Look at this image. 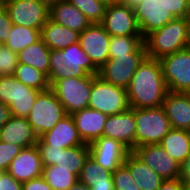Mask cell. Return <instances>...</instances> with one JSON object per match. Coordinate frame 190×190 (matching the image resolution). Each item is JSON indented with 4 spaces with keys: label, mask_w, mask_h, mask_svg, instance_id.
<instances>
[{
    "label": "cell",
    "mask_w": 190,
    "mask_h": 190,
    "mask_svg": "<svg viewBox=\"0 0 190 190\" xmlns=\"http://www.w3.org/2000/svg\"><path fill=\"white\" fill-rule=\"evenodd\" d=\"M187 19H190V4H189V10H188V14H187Z\"/></svg>",
    "instance_id": "52"
},
{
    "label": "cell",
    "mask_w": 190,
    "mask_h": 190,
    "mask_svg": "<svg viewBox=\"0 0 190 190\" xmlns=\"http://www.w3.org/2000/svg\"><path fill=\"white\" fill-rule=\"evenodd\" d=\"M66 115L65 109L54 91L49 88L37 95L27 120L39 137L51 130Z\"/></svg>",
    "instance_id": "6"
},
{
    "label": "cell",
    "mask_w": 190,
    "mask_h": 190,
    "mask_svg": "<svg viewBox=\"0 0 190 190\" xmlns=\"http://www.w3.org/2000/svg\"><path fill=\"white\" fill-rule=\"evenodd\" d=\"M187 40V18H175L144 39L148 58L160 60L164 56L185 49Z\"/></svg>",
    "instance_id": "3"
},
{
    "label": "cell",
    "mask_w": 190,
    "mask_h": 190,
    "mask_svg": "<svg viewBox=\"0 0 190 190\" xmlns=\"http://www.w3.org/2000/svg\"><path fill=\"white\" fill-rule=\"evenodd\" d=\"M160 145L181 164L190 154V131L171 129L164 136Z\"/></svg>",
    "instance_id": "26"
},
{
    "label": "cell",
    "mask_w": 190,
    "mask_h": 190,
    "mask_svg": "<svg viewBox=\"0 0 190 190\" xmlns=\"http://www.w3.org/2000/svg\"><path fill=\"white\" fill-rule=\"evenodd\" d=\"M38 1H40L50 9L53 5L63 0H38Z\"/></svg>",
    "instance_id": "50"
},
{
    "label": "cell",
    "mask_w": 190,
    "mask_h": 190,
    "mask_svg": "<svg viewBox=\"0 0 190 190\" xmlns=\"http://www.w3.org/2000/svg\"><path fill=\"white\" fill-rule=\"evenodd\" d=\"M78 134L84 143H91L103 136V129L108 118L96 109L86 108L72 114Z\"/></svg>",
    "instance_id": "21"
},
{
    "label": "cell",
    "mask_w": 190,
    "mask_h": 190,
    "mask_svg": "<svg viewBox=\"0 0 190 190\" xmlns=\"http://www.w3.org/2000/svg\"><path fill=\"white\" fill-rule=\"evenodd\" d=\"M49 18L79 33L91 24L86 16L68 0L53 5L49 10Z\"/></svg>",
    "instance_id": "23"
},
{
    "label": "cell",
    "mask_w": 190,
    "mask_h": 190,
    "mask_svg": "<svg viewBox=\"0 0 190 190\" xmlns=\"http://www.w3.org/2000/svg\"><path fill=\"white\" fill-rule=\"evenodd\" d=\"M158 190H186V187L180 178L165 179Z\"/></svg>",
    "instance_id": "44"
},
{
    "label": "cell",
    "mask_w": 190,
    "mask_h": 190,
    "mask_svg": "<svg viewBox=\"0 0 190 190\" xmlns=\"http://www.w3.org/2000/svg\"><path fill=\"white\" fill-rule=\"evenodd\" d=\"M185 49L190 51V19H187V40L185 44Z\"/></svg>",
    "instance_id": "49"
},
{
    "label": "cell",
    "mask_w": 190,
    "mask_h": 190,
    "mask_svg": "<svg viewBox=\"0 0 190 190\" xmlns=\"http://www.w3.org/2000/svg\"><path fill=\"white\" fill-rule=\"evenodd\" d=\"M42 177L53 190H68L78 181V176L58 165L43 168Z\"/></svg>",
    "instance_id": "32"
},
{
    "label": "cell",
    "mask_w": 190,
    "mask_h": 190,
    "mask_svg": "<svg viewBox=\"0 0 190 190\" xmlns=\"http://www.w3.org/2000/svg\"><path fill=\"white\" fill-rule=\"evenodd\" d=\"M22 190H53L44 178L38 177L22 183Z\"/></svg>",
    "instance_id": "42"
},
{
    "label": "cell",
    "mask_w": 190,
    "mask_h": 190,
    "mask_svg": "<svg viewBox=\"0 0 190 190\" xmlns=\"http://www.w3.org/2000/svg\"><path fill=\"white\" fill-rule=\"evenodd\" d=\"M4 7L14 25L41 30L49 19L50 9L38 0H15Z\"/></svg>",
    "instance_id": "12"
},
{
    "label": "cell",
    "mask_w": 190,
    "mask_h": 190,
    "mask_svg": "<svg viewBox=\"0 0 190 190\" xmlns=\"http://www.w3.org/2000/svg\"><path fill=\"white\" fill-rule=\"evenodd\" d=\"M88 156L89 146L87 143L67 149L61 148L55 165H58V168L68 169L71 173L79 176Z\"/></svg>",
    "instance_id": "28"
},
{
    "label": "cell",
    "mask_w": 190,
    "mask_h": 190,
    "mask_svg": "<svg viewBox=\"0 0 190 190\" xmlns=\"http://www.w3.org/2000/svg\"><path fill=\"white\" fill-rule=\"evenodd\" d=\"M113 183L115 190H141L124 163L113 172Z\"/></svg>",
    "instance_id": "35"
},
{
    "label": "cell",
    "mask_w": 190,
    "mask_h": 190,
    "mask_svg": "<svg viewBox=\"0 0 190 190\" xmlns=\"http://www.w3.org/2000/svg\"><path fill=\"white\" fill-rule=\"evenodd\" d=\"M135 132L134 108H129L124 112L108 116L103 136L121 142L132 152L135 148Z\"/></svg>",
    "instance_id": "19"
},
{
    "label": "cell",
    "mask_w": 190,
    "mask_h": 190,
    "mask_svg": "<svg viewBox=\"0 0 190 190\" xmlns=\"http://www.w3.org/2000/svg\"><path fill=\"white\" fill-rule=\"evenodd\" d=\"M180 180L185 185L186 189H190V154L180 164Z\"/></svg>",
    "instance_id": "43"
},
{
    "label": "cell",
    "mask_w": 190,
    "mask_h": 190,
    "mask_svg": "<svg viewBox=\"0 0 190 190\" xmlns=\"http://www.w3.org/2000/svg\"><path fill=\"white\" fill-rule=\"evenodd\" d=\"M100 24L110 36H142L134 8L115 1L108 3Z\"/></svg>",
    "instance_id": "11"
},
{
    "label": "cell",
    "mask_w": 190,
    "mask_h": 190,
    "mask_svg": "<svg viewBox=\"0 0 190 190\" xmlns=\"http://www.w3.org/2000/svg\"><path fill=\"white\" fill-rule=\"evenodd\" d=\"M17 57L19 63L28 64L49 76L50 49L42 39L20 51Z\"/></svg>",
    "instance_id": "27"
},
{
    "label": "cell",
    "mask_w": 190,
    "mask_h": 190,
    "mask_svg": "<svg viewBox=\"0 0 190 190\" xmlns=\"http://www.w3.org/2000/svg\"><path fill=\"white\" fill-rule=\"evenodd\" d=\"M168 11H170L175 18L187 17L189 10V3L187 0H161Z\"/></svg>",
    "instance_id": "38"
},
{
    "label": "cell",
    "mask_w": 190,
    "mask_h": 190,
    "mask_svg": "<svg viewBox=\"0 0 190 190\" xmlns=\"http://www.w3.org/2000/svg\"><path fill=\"white\" fill-rule=\"evenodd\" d=\"M40 39L41 30L13 24L10 36H8L4 45L18 54L27 46L36 43Z\"/></svg>",
    "instance_id": "30"
},
{
    "label": "cell",
    "mask_w": 190,
    "mask_h": 190,
    "mask_svg": "<svg viewBox=\"0 0 190 190\" xmlns=\"http://www.w3.org/2000/svg\"><path fill=\"white\" fill-rule=\"evenodd\" d=\"M79 32L64 27L50 18L41 29V39L50 50H62L79 41Z\"/></svg>",
    "instance_id": "24"
},
{
    "label": "cell",
    "mask_w": 190,
    "mask_h": 190,
    "mask_svg": "<svg viewBox=\"0 0 190 190\" xmlns=\"http://www.w3.org/2000/svg\"><path fill=\"white\" fill-rule=\"evenodd\" d=\"M146 57V54H126L109 58L98 70V76L105 82L127 89L138 66Z\"/></svg>",
    "instance_id": "10"
},
{
    "label": "cell",
    "mask_w": 190,
    "mask_h": 190,
    "mask_svg": "<svg viewBox=\"0 0 190 190\" xmlns=\"http://www.w3.org/2000/svg\"><path fill=\"white\" fill-rule=\"evenodd\" d=\"M110 34L100 23H91L79 35V45L99 70L109 59Z\"/></svg>",
    "instance_id": "13"
},
{
    "label": "cell",
    "mask_w": 190,
    "mask_h": 190,
    "mask_svg": "<svg viewBox=\"0 0 190 190\" xmlns=\"http://www.w3.org/2000/svg\"><path fill=\"white\" fill-rule=\"evenodd\" d=\"M0 190H22V183L17 181L7 171H0Z\"/></svg>",
    "instance_id": "41"
},
{
    "label": "cell",
    "mask_w": 190,
    "mask_h": 190,
    "mask_svg": "<svg viewBox=\"0 0 190 190\" xmlns=\"http://www.w3.org/2000/svg\"><path fill=\"white\" fill-rule=\"evenodd\" d=\"M51 89L65 109L66 114L88 108L92 89V75L56 80Z\"/></svg>",
    "instance_id": "5"
},
{
    "label": "cell",
    "mask_w": 190,
    "mask_h": 190,
    "mask_svg": "<svg viewBox=\"0 0 190 190\" xmlns=\"http://www.w3.org/2000/svg\"><path fill=\"white\" fill-rule=\"evenodd\" d=\"M163 108L172 129L190 131V93L168 91Z\"/></svg>",
    "instance_id": "20"
},
{
    "label": "cell",
    "mask_w": 190,
    "mask_h": 190,
    "mask_svg": "<svg viewBox=\"0 0 190 190\" xmlns=\"http://www.w3.org/2000/svg\"><path fill=\"white\" fill-rule=\"evenodd\" d=\"M88 108L96 109L108 116L124 112L130 108L126 89L92 75Z\"/></svg>",
    "instance_id": "8"
},
{
    "label": "cell",
    "mask_w": 190,
    "mask_h": 190,
    "mask_svg": "<svg viewBox=\"0 0 190 190\" xmlns=\"http://www.w3.org/2000/svg\"><path fill=\"white\" fill-rule=\"evenodd\" d=\"M13 76L24 85L38 91L51 88L48 76L28 64L18 62Z\"/></svg>",
    "instance_id": "31"
},
{
    "label": "cell",
    "mask_w": 190,
    "mask_h": 190,
    "mask_svg": "<svg viewBox=\"0 0 190 190\" xmlns=\"http://www.w3.org/2000/svg\"><path fill=\"white\" fill-rule=\"evenodd\" d=\"M141 0H115L117 3L125 4L128 6H135L137 3H139Z\"/></svg>",
    "instance_id": "48"
},
{
    "label": "cell",
    "mask_w": 190,
    "mask_h": 190,
    "mask_svg": "<svg viewBox=\"0 0 190 190\" xmlns=\"http://www.w3.org/2000/svg\"><path fill=\"white\" fill-rule=\"evenodd\" d=\"M0 141L27 148L37 144L38 136L33 131L27 118L11 115L0 128Z\"/></svg>",
    "instance_id": "22"
},
{
    "label": "cell",
    "mask_w": 190,
    "mask_h": 190,
    "mask_svg": "<svg viewBox=\"0 0 190 190\" xmlns=\"http://www.w3.org/2000/svg\"><path fill=\"white\" fill-rule=\"evenodd\" d=\"M10 116L9 107L0 102V128L8 121Z\"/></svg>",
    "instance_id": "45"
},
{
    "label": "cell",
    "mask_w": 190,
    "mask_h": 190,
    "mask_svg": "<svg viewBox=\"0 0 190 190\" xmlns=\"http://www.w3.org/2000/svg\"><path fill=\"white\" fill-rule=\"evenodd\" d=\"M37 147L40 151L41 160L44 167L56 164V161H58L59 151H61V148L52 147V146H37Z\"/></svg>",
    "instance_id": "39"
},
{
    "label": "cell",
    "mask_w": 190,
    "mask_h": 190,
    "mask_svg": "<svg viewBox=\"0 0 190 190\" xmlns=\"http://www.w3.org/2000/svg\"><path fill=\"white\" fill-rule=\"evenodd\" d=\"M88 146L89 155L94 161L112 173L126 161L131 153L121 142L105 136H100Z\"/></svg>",
    "instance_id": "14"
},
{
    "label": "cell",
    "mask_w": 190,
    "mask_h": 190,
    "mask_svg": "<svg viewBox=\"0 0 190 190\" xmlns=\"http://www.w3.org/2000/svg\"><path fill=\"white\" fill-rule=\"evenodd\" d=\"M12 26L13 23L10 20L7 9L4 5H0V44H4V42L8 39Z\"/></svg>",
    "instance_id": "40"
},
{
    "label": "cell",
    "mask_w": 190,
    "mask_h": 190,
    "mask_svg": "<svg viewBox=\"0 0 190 190\" xmlns=\"http://www.w3.org/2000/svg\"><path fill=\"white\" fill-rule=\"evenodd\" d=\"M43 164L37 145L23 148L11 161L7 172L23 183L42 176Z\"/></svg>",
    "instance_id": "18"
},
{
    "label": "cell",
    "mask_w": 190,
    "mask_h": 190,
    "mask_svg": "<svg viewBox=\"0 0 190 190\" xmlns=\"http://www.w3.org/2000/svg\"><path fill=\"white\" fill-rule=\"evenodd\" d=\"M68 190H91V188L84 184L81 181H77L74 185H72Z\"/></svg>",
    "instance_id": "47"
},
{
    "label": "cell",
    "mask_w": 190,
    "mask_h": 190,
    "mask_svg": "<svg viewBox=\"0 0 190 190\" xmlns=\"http://www.w3.org/2000/svg\"><path fill=\"white\" fill-rule=\"evenodd\" d=\"M133 8L143 39L175 19L161 0H141Z\"/></svg>",
    "instance_id": "16"
},
{
    "label": "cell",
    "mask_w": 190,
    "mask_h": 190,
    "mask_svg": "<svg viewBox=\"0 0 190 190\" xmlns=\"http://www.w3.org/2000/svg\"><path fill=\"white\" fill-rule=\"evenodd\" d=\"M159 61L168 91L190 93V51L184 49Z\"/></svg>",
    "instance_id": "9"
},
{
    "label": "cell",
    "mask_w": 190,
    "mask_h": 190,
    "mask_svg": "<svg viewBox=\"0 0 190 190\" xmlns=\"http://www.w3.org/2000/svg\"><path fill=\"white\" fill-rule=\"evenodd\" d=\"M84 144L78 134L72 115L67 114L51 130L39 136L36 145L67 149Z\"/></svg>",
    "instance_id": "17"
},
{
    "label": "cell",
    "mask_w": 190,
    "mask_h": 190,
    "mask_svg": "<svg viewBox=\"0 0 190 190\" xmlns=\"http://www.w3.org/2000/svg\"><path fill=\"white\" fill-rule=\"evenodd\" d=\"M90 188L91 190H115L113 180H107V182L93 183Z\"/></svg>",
    "instance_id": "46"
},
{
    "label": "cell",
    "mask_w": 190,
    "mask_h": 190,
    "mask_svg": "<svg viewBox=\"0 0 190 190\" xmlns=\"http://www.w3.org/2000/svg\"><path fill=\"white\" fill-rule=\"evenodd\" d=\"M17 64V53L4 44H0V76L14 75Z\"/></svg>",
    "instance_id": "36"
},
{
    "label": "cell",
    "mask_w": 190,
    "mask_h": 190,
    "mask_svg": "<svg viewBox=\"0 0 190 190\" xmlns=\"http://www.w3.org/2000/svg\"><path fill=\"white\" fill-rule=\"evenodd\" d=\"M77 7L91 23H101L108 2L104 0H68Z\"/></svg>",
    "instance_id": "34"
},
{
    "label": "cell",
    "mask_w": 190,
    "mask_h": 190,
    "mask_svg": "<svg viewBox=\"0 0 190 190\" xmlns=\"http://www.w3.org/2000/svg\"><path fill=\"white\" fill-rule=\"evenodd\" d=\"M104 1L110 3V2H113L114 0H104Z\"/></svg>",
    "instance_id": "53"
},
{
    "label": "cell",
    "mask_w": 190,
    "mask_h": 190,
    "mask_svg": "<svg viewBox=\"0 0 190 190\" xmlns=\"http://www.w3.org/2000/svg\"><path fill=\"white\" fill-rule=\"evenodd\" d=\"M126 92L130 108L163 106L168 88L160 61L146 57L138 66Z\"/></svg>",
    "instance_id": "1"
},
{
    "label": "cell",
    "mask_w": 190,
    "mask_h": 190,
    "mask_svg": "<svg viewBox=\"0 0 190 190\" xmlns=\"http://www.w3.org/2000/svg\"><path fill=\"white\" fill-rule=\"evenodd\" d=\"M124 164L141 190H158L165 180L153 169L144 164L133 152H131Z\"/></svg>",
    "instance_id": "25"
},
{
    "label": "cell",
    "mask_w": 190,
    "mask_h": 190,
    "mask_svg": "<svg viewBox=\"0 0 190 190\" xmlns=\"http://www.w3.org/2000/svg\"><path fill=\"white\" fill-rule=\"evenodd\" d=\"M23 148L19 145L0 141V171H7L11 161L21 152Z\"/></svg>",
    "instance_id": "37"
},
{
    "label": "cell",
    "mask_w": 190,
    "mask_h": 190,
    "mask_svg": "<svg viewBox=\"0 0 190 190\" xmlns=\"http://www.w3.org/2000/svg\"><path fill=\"white\" fill-rule=\"evenodd\" d=\"M126 54H146L142 36H111L109 58Z\"/></svg>",
    "instance_id": "29"
},
{
    "label": "cell",
    "mask_w": 190,
    "mask_h": 190,
    "mask_svg": "<svg viewBox=\"0 0 190 190\" xmlns=\"http://www.w3.org/2000/svg\"><path fill=\"white\" fill-rule=\"evenodd\" d=\"M49 63L48 79L50 85L62 78L98 76V69L93 65L79 43L62 50H50Z\"/></svg>",
    "instance_id": "2"
},
{
    "label": "cell",
    "mask_w": 190,
    "mask_h": 190,
    "mask_svg": "<svg viewBox=\"0 0 190 190\" xmlns=\"http://www.w3.org/2000/svg\"><path fill=\"white\" fill-rule=\"evenodd\" d=\"M40 92L13 75L0 76V102L9 107L12 116L27 118Z\"/></svg>",
    "instance_id": "7"
},
{
    "label": "cell",
    "mask_w": 190,
    "mask_h": 190,
    "mask_svg": "<svg viewBox=\"0 0 190 190\" xmlns=\"http://www.w3.org/2000/svg\"><path fill=\"white\" fill-rule=\"evenodd\" d=\"M134 119L135 148L160 144L164 136L172 129L163 106L134 108Z\"/></svg>",
    "instance_id": "4"
},
{
    "label": "cell",
    "mask_w": 190,
    "mask_h": 190,
    "mask_svg": "<svg viewBox=\"0 0 190 190\" xmlns=\"http://www.w3.org/2000/svg\"><path fill=\"white\" fill-rule=\"evenodd\" d=\"M78 180L90 187L93 183L113 180V173L97 164L89 155L78 176Z\"/></svg>",
    "instance_id": "33"
},
{
    "label": "cell",
    "mask_w": 190,
    "mask_h": 190,
    "mask_svg": "<svg viewBox=\"0 0 190 190\" xmlns=\"http://www.w3.org/2000/svg\"><path fill=\"white\" fill-rule=\"evenodd\" d=\"M15 0H0V5H5L6 3L12 2Z\"/></svg>",
    "instance_id": "51"
},
{
    "label": "cell",
    "mask_w": 190,
    "mask_h": 190,
    "mask_svg": "<svg viewBox=\"0 0 190 190\" xmlns=\"http://www.w3.org/2000/svg\"><path fill=\"white\" fill-rule=\"evenodd\" d=\"M144 164L164 179L180 177V163L171 157L160 144L143 145L132 151Z\"/></svg>",
    "instance_id": "15"
}]
</instances>
